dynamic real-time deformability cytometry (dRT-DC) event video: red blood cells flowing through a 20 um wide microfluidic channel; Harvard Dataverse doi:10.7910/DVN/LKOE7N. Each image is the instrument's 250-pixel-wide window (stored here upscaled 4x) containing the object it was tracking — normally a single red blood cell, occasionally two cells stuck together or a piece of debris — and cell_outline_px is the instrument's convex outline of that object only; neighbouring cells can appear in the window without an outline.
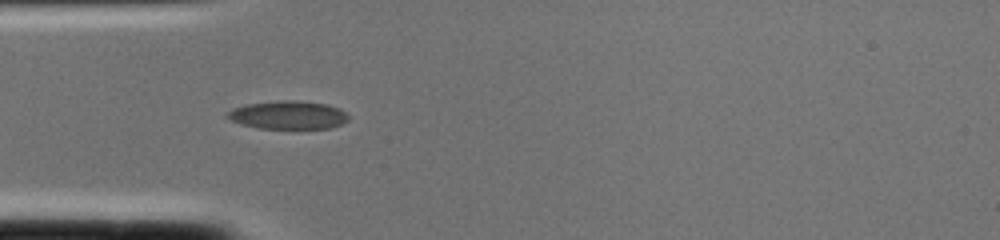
{"species": "common noctule bat (a hibernating species)", "species_latin": "Nyctalus noctula", "temperature_condition": "cold", "stored_images_in_passage": 2, "camera_frame_rate_fps": 3000, "um_per_image_px": 0.085, "animal": {"sex": "female", "body_mass_g": 22.0, "forearm_length_mm": 56.7}, "frame": {"image": 1, "passage_image": 2, "time_ms": 0.333, "image_size_px": [1000, 240], "cell_outline_px": [[348, 120], [332, 128], [260, 128], [240, 124], [224, 116], [224, 112], [232, 108], [248, 104], [280, 100], [296, 100], [328, 104], [340, 108], [348, 116]], "centroid_in_image_um": [24.46, 9.77], "position_along_channel_um": 60.5, "area_um2": 20.0}}